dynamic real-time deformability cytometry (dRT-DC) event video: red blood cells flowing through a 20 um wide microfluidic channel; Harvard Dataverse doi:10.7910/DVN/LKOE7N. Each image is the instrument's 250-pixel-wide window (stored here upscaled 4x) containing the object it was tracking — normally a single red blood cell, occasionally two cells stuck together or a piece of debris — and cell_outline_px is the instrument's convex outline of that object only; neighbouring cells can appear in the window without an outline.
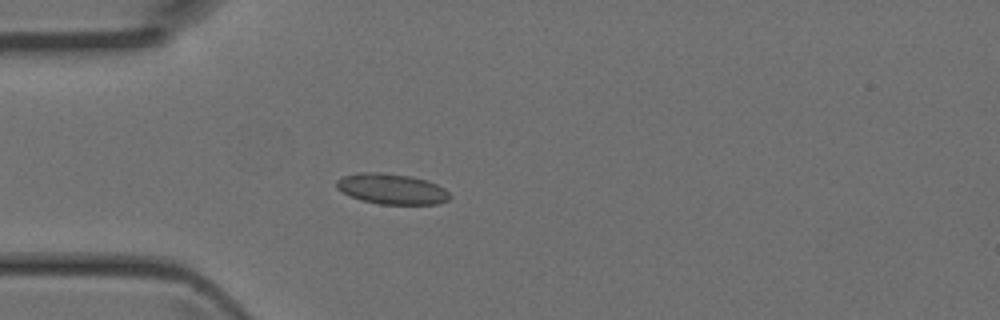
{"species": "Egyptian fruit bat (a non-hibernating species)", "species_latin": "Rousettus aegyptiacus", "temperature_condition": "room temperature", "stored_images_in_passage": 3, "camera_frame_rate_fps": 3000, "um_per_image_px": 0.085, "animal": {"sex": "female"}, "frame": {"image": 1, "passage_image": 3, "time_ms": 0.667, "image_size_px": [1000, 320], "cell_outline_px": [[452, 196], [448, 200], [436, 204], [380, 204], [360, 200], [336, 188], [336, 180], [344, 176], [360, 172], [388, 172], [412, 176], [428, 180], [444, 188]], "centroid_in_image_um": [33.32, 16.04], "position_along_channel_um": 51.7, "area_um2": 20.29}}